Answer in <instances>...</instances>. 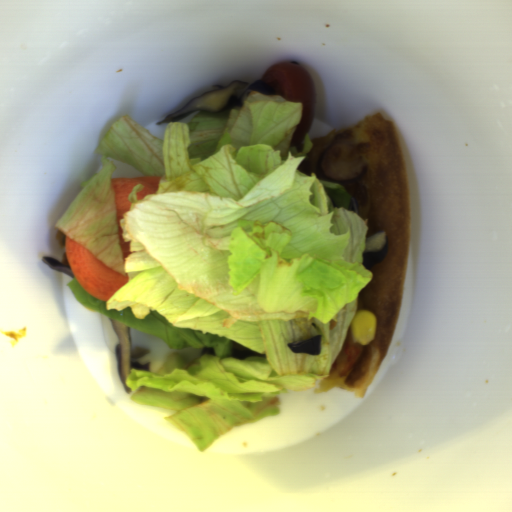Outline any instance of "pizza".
<instances>
[{
	"label": "pizza",
	"mask_w": 512,
	"mask_h": 512,
	"mask_svg": "<svg viewBox=\"0 0 512 512\" xmlns=\"http://www.w3.org/2000/svg\"><path fill=\"white\" fill-rule=\"evenodd\" d=\"M310 140L314 147L296 170L343 186L351 196L347 210L368 219L365 238L388 235L382 262L368 268L373 277L357 301V312L375 313V337L361 345L350 327L328 377L314 391L318 395L341 388L364 398L392 344L403 301L412 224L407 164L396 122L380 108L352 127Z\"/></svg>",
	"instance_id": "obj_1"
}]
</instances>
